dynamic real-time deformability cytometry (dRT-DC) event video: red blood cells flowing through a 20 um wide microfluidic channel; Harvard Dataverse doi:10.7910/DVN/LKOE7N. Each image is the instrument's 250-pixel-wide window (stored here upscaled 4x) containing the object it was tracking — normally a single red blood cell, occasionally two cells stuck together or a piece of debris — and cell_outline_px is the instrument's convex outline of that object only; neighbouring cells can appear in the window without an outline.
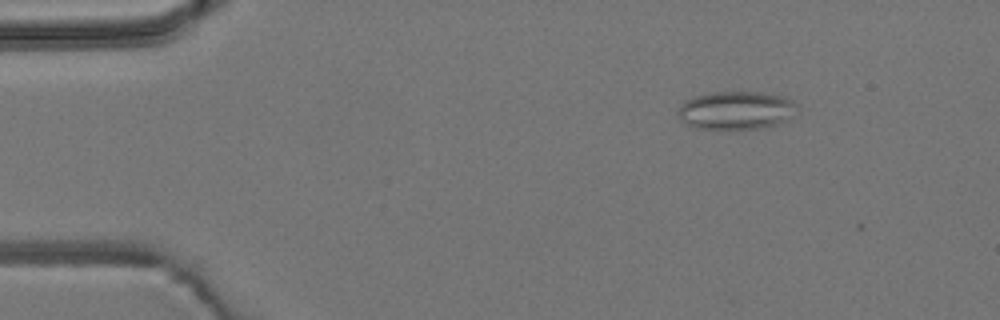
{"species": "common noctule bat (a hibernating species)", "species_latin": "Nyctalus noctula", "temperature_condition": "room temperature", "stored_images_in_passage": 5, "camera_frame_rate_fps": 3000, "um_per_image_px": 0.085, "animal": {"sex": "male", "body_mass_g": 19.2, "forearm_length_mm": 51.8}, "frame": {"image": 1, "passage_image": 5, "time_ms": 6.0, "image_size_px": [1000, 320], "cell_outline_px": [[796, 104], [788, 120], [776, 124], [760, 128], [728, 132], [692, 128], [680, 120], [676, 116], [676, 112], [680, 104], [692, 96], [716, 92], [760, 92], [788, 96]], "centroid_in_image_um": [62.47, 9.42], "position_along_channel_um": 22.5, "area_um2": 27.51}}